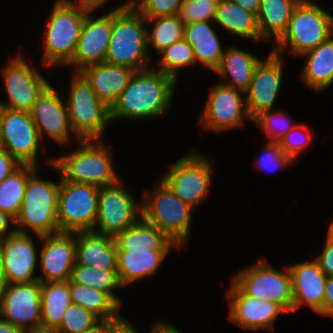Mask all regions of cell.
I'll return each mask as SVG.
<instances>
[{
    "mask_svg": "<svg viewBox=\"0 0 333 333\" xmlns=\"http://www.w3.org/2000/svg\"><path fill=\"white\" fill-rule=\"evenodd\" d=\"M178 81L151 67L135 71L128 85L110 107L111 120L160 118L173 102Z\"/></svg>",
    "mask_w": 333,
    "mask_h": 333,
    "instance_id": "1",
    "label": "cell"
},
{
    "mask_svg": "<svg viewBox=\"0 0 333 333\" xmlns=\"http://www.w3.org/2000/svg\"><path fill=\"white\" fill-rule=\"evenodd\" d=\"M131 4L132 0H127L111 9L112 32L105 62L141 71L151 65L146 18Z\"/></svg>",
    "mask_w": 333,
    "mask_h": 333,
    "instance_id": "2",
    "label": "cell"
},
{
    "mask_svg": "<svg viewBox=\"0 0 333 333\" xmlns=\"http://www.w3.org/2000/svg\"><path fill=\"white\" fill-rule=\"evenodd\" d=\"M78 149L49 158L50 168L69 182L92 184L97 187L111 185L120 180L114 170L112 154L102 139L79 140Z\"/></svg>",
    "mask_w": 333,
    "mask_h": 333,
    "instance_id": "3",
    "label": "cell"
},
{
    "mask_svg": "<svg viewBox=\"0 0 333 333\" xmlns=\"http://www.w3.org/2000/svg\"><path fill=\"white\" fill-rule=\"evenodd\" d=\"M90 10L73 0H56L45 21L44 51L42 65L46 67L66 66L76 50L83 22Z\"/></svg>",
    "mask_w": 333,
    "mask_h": 333,
    "instance_id": "4",
    "label": "cell"
},
{
    "mask_svg": "<svg viewBox=\"0 0 333 333\" xmlns=\"http://www.w3.org/2000/svg\"><path fill=\"white\" fill-rule=\"evenodd\" d=\"M333 35V16L313 0H301L294 8L286 32L273 45L272 51L283 56H300Z\"/></svg>",
    "mask_w": 333,
    "mask_h": 333,
    "instance_id": "5",
    "label": "cell"
},
{
    "mask_svg": "<svg viewBox=\"0 0 333 333\" xmlns=\"http://www.w3.org/2000/svg\"><path fill=\"white\" fill-rule=\"evenodd\" d=\"M38 171L27 181L23 204L14 223L16 232L29 234V228L35 238L60 233L57 221L60 174L59 182H53L38 177Z\"/></svg>",
    "mask_w": 333,
    "mask_h": 333,
    "instance_id": "6",
    "label": "cell"
},
{
    "mask_svg": "<svg viewBox=\"0 0 333 333\" xmlns=\"http://www.w3.org/2000/svg\"><path fill=\"white\" fill-rule=\"evenodd\" d=\"M152 190L145 191L147 195L142 200V217L181 249L188 245L193 208L178 198L161 180Z\"/></svg>",
    "mask_w": 333,
    "mask_h": 333,
    "instance_id": "7",
    "label": "cell"
},
{
    "mask_svg": "<svg viewBox=\"0 0 333 333\" xmlns=\"http://www.w3.org/2000/svg\"><path fill=\"white\" fill-rule=\"evenodd\" d=\"M66 99L69 123L80 140L101 139L112 122L110 107L91 88L80 72H74Z\"/></svg>",
    "mask_w": 333,
    "mask_h": 333,
    "instance_id": "8",
    "label": "cell"
},
{
    "mask_svg": "<svg viewBox=\"0 0 333 333\" xmlns=\"http://www.w3.org/2000/svg\"><path fill=\"white\" fill-rule=\"evenodd\" d=\"M284 271L261 259L238 271L232 279L247 296L274 302L286 312H293L292 277L288 266Z\"/></svg>",
    "mask_w": 333,
    "mask_h": 333,
    "instance_id": "9",
    "label": "cell"
},
{
    "mask_svg": "<svg viewBox=\"0 0 333 333\" xmlns=\"http://www.w3.org/2000/svg\"><path fill=\"white\" fill-rule=\"evenodd\" d=\"M213 161L193 150L170 166L160 180L178 198L194 208L207 198L214 172Z\"/></svg>",
    "mask_w": 333,
    "mask_h": 333,
    "instance_id": "10",
    "label": "cell"
},
{
    "mask_svg": "<svg viewBox=\"0 0 333 333\" xmlns=\"http://www.w3.org/2000/svg\"><path fill=\"white\" fill-rule=\"evenodd\" d=\"M99 189L92 184L60 177L57 221L60 232L93 231L98 214Z\"/></svg>",
    "mask_w": 333,
    "mask_h": 333,
    "instance_id": "11",
    "label": "cell"
},
{
    "mask_svg": "<svg viewBox=\"0 0 333 333\" xmlns=\"http://www.w3.org/2000/svg\"><path fill=\"white\" fill-rule=\"evenodd\" d=\"M122 184L119 180L100 187L94 232L114 238L142 217V202L137 203L131 191Z\"/></svg>",
    "mask_w": 333,
    "mask_h": 333,
    "instance_id": "12",
    "label": "cell"
},
{
    "mask_svg": "<svg viewBox=\"0 0 333 333\" xmlns=\"http://www.w3.org/2000/svg\"><path fill=\"white\" fill-rule=\"evenodd\" d=\"M40 138L30 112L0 109V146L21 165L38 166Z\"/></svg>",
    "mask_w": 333,
    "mask_h": 333,
    "instance_id": "13",
    "label": "cell"
},
{
    "mask_svg": "<svg viewBox=\"0 0 333 333\" xmlns=\"http://www.w3.org/2000/svg\"><path fill=\"white\" fill-rule=\"evenodd\" d=\"M14 57L7 65L5 64L2 70L9 102L0 101V106L30 112L34 102L50 83L21 54Z\"/></svg>",
    "mask_w": 333,
    "mask_h": 333,
    "instance_id": "14",
    "label": "cell"
},
{
    "mask_svg": "<svg viewBox=\"0 0 333 333\" xmlns=\"http://www.w3.org/2000/svg\"><path fill=\"white\" fill-rule=\"evenodd\" d=\"M211 88L199 119L205 130L219 133L241 127L245 119L252 121L246 108L244 92L220 82Z\"/></svg>",
    "mask_w": 333,
    "mask_h": 333,
    "instance_id": "15",
    "label": "cell"
},
{
    "mask_svg": "<svg viewBox=\"0 0 333 333\" xmlns=\"http://www.w3.org/2000/svg\"><path fill=\"white\" fill-rule=\"evenodd\" d=\"M41 282L7 284L0 297V317L24 332L41 325Z\"/></svg>",
    "mask_w": 333,
    "mask_h": 333,
    "instance_id": "16",
    "label": "cell"
},
{
    "mask_svg": "<svg viewBox=\"0 0 333 333\" xmlns=\"http://www.w3.org/2000/svg\"><path fill=\"white\" fill-rule=\"evenodd\" d=\"M283 64V56L271 50L267 58L261 59L256 66L251 83L244 92L251 120L263 111L274 109L283 80Z\"/></svg>",
    "mask_w": 333,
    "mask_h": 333,
    "instance_id": "17",
    "label": "cell"
},
{
    "mask_svg": "<svg viewBox=\"0 0 333 333\" xmlns=\"http://www.w3.org/2000/svg\"><path fill=\"white\" fill-rule=\"evenodd\" d=\"M30 115L41 140L47 136L59 145H67L71 134L75 136L77 142L80 140L71 129L67 103L62 101L53 85L49 84L39 95L32 105Z\"/></svg>",
    "mask_w": 333,
    "mask_h": 333,
    "instance_id": "18",
    "label": "cell"
},
{
    "mask_svg": "<svg viewBox=\"0 0 333 333\" xmlns=\"http://www.w3.org/2000/svg\"><path fill=\"white\" fill-rule=\"evenodd\" d=\"M42 248L39 261L42 276L40 282L69 281L76 264V233L60 232L52 235H37Z\"/></svg>",
    "mask_w": 333,
    "mask_h": 333,
    "instance_id": "19",
    "label": "cell"
},
{
    "mask_svg": "<svg viewBox=\"0 0 333 333\" xmlns=\"http://www.w3.org/2000/svg\"><path fill=\"white\" fill-rule=\"evenodd\" d=\"M92 13L86 15L75 53L66 65L74 67L75 72L105 62L112 32V10L97 18Z\"/></svg>",
    "mask_w": 333,
    "mask_h": 333,
    "instance_id": "20",
    "label": "cell"
},
{
    "mask_svg": "<svg viewBox=\"0 0 333 333\" xmlns=\"http://www.w3.org/2000/svg\"><path fill=\"white\" fill-rule=\"evenodd\" d=\"M227 294L229 297L228 319L246 330L273 329L279 315L286 312L274 302L247 296L233 281Z\"/></svg>",
    "mask_w": 333,
    "mask_h": 333,
    "instance_id": "21",
    "label": "cell"
},
{
    "mask_svg": "<svg viewBox=\"0 0 333 333\" xmlns=\"http://www.w3.org/2000/svg\"><path fill=\"white\" fill-rule=\"evenodd\" d=\"M32 233L15 232L1 238L2 269L8 284L30 283L35 276L38 256Z\"/></svg>",
    "mask_w": 333,
    "mask_h": 333,
    "instance_id": "22",
    "label": "cell"
},
{
    "mask_svg": "<svg viewBox=\"0 0 333 333\" xmlns=\"http://www.w3.org/2000/svg\"><path fill=\"white\" fill-rule=\"evenodd\" d=\"M292 277L293 312L308 305L323 316L324 290L327 276L314 261H303L288 266Z\"/></svg>",
    "mask_w": 333,
    "mask_h": 333,
    "instance_id": "23",
    "label": "cell"
},
{
    "mask_svg": "<svg viewBox=\"0 0 333 333\" xmlns=\"http://www.w3.org/2000/svg\"><path fill=\"white\" fill-rule=\"evenodd\" d=\"M76 264L117 271V248L113 237L94 231L76 232Z\"/></svg>",
    "mask_w": 333,
    "mask_h": 333,
    "instance_id": "24",
    "label": "cell"
},
{
    "mask_svg": "<svg viewBox=\"0 0 333 333\" xmlns=\"http://www.w3.org/2000/svg\"><path fill=\"white\" fill-rule=\"evenodd\" d=\"M80 73L99 99L111 107L128 85L135 70L104 62L87 66Z\"/></svg>",
    "mask_w": 333,
    "mask_h": 333,
    "instance_id": "25",
    "label": "cell"
},
{
    "mask_svg": "<svg viewBox=\"0 0 333 333\" xmlns=\"http://www.w3.org/2000/svg\"><path fill=\"white\" fill-rule=\"evenodd\" d=\"M169 251L117 249V272L123 287L156 273Z\"/></svg>",
    "mask_w": 333,
    "mask_h": 333,
    "instance_id": "26",
    "label": "cell"
},
{
    "mask_svg": "<svg viewBox=\"0 0 333 333\" xmlns=\"http://www.w3.org/2000/svg\"><path fill=\"white\" fill-rule=\"evenodd\" d=\"M212 23L214 22L203 21L186 24L183 39L192 46L196 62L215 71L221 62L224 49Z\"/></svg>",
    "mask_w": 333,
    "mask_h": 333,
    "instance_id": "27",
    "label": "cell"
},
{
    "mask_svg": "<svg viewBox=\"0 0 333 333\" xmlns=\"http://www.w3.org/2000/svg\"><path fill=\"white\" fill-rule=\"evenodd\" d=\"M252 54L237 47H227L218 68L214 71L226 81L220 83L245 92L251 83L255 68L261 60Z\"/></svg>",
    "mask_w": 333,
    "mask_h": 333,
    "instance_id": "28",
    "label": "cell"
},
{
    "mask_svg": "<svg viewBox=\"0 0 333 333\" xmlns=\"http://www.w3.org/2000/svg\"><path fill=\"white\" fill-rule=\"evenodd\" d=\"M307 58L300 78L310 89L326 90L333 84V35L301 55Z\"/></svg>",
    "mask_w": 333,
    "mask_h": 333,
    "instance_id": "29",
    "label": "cell"
},
{
    "mask_svg": "<svg viewBox=\"0 0 333 333\" xmlns=\"http://www.w3.org/2000/svg\"><path fill=\"white\" fill-rule=\"evenodd\" d=\"M117 249H148L169 251L180 248L155 225L141 217L136 223L114 237Z\"/></svg>",
    "mask_w": 333,
    "mask_h": 333,
    "instance_id": "30",
    "label": "cell"
},
{
    "mask_svg": "<svg viewBox=\"0 0 333 333\" xmlns=\"http://www.w3.org/2000/svg\"><path fill=\"white\" fill-rule=\"evenodd\" d=\"M301 0H261L256 15L261 39L265 42L273 40L275 43L286 32L289 20L296 5Z\"/></svg>",
    "mask_w": 333,
    "mask_h": 333,
    "instance_id": "31",
    "label": "cell"
},
{
    "mask_svg": "<svg viewBox=\"0 0 333 333\" xmlns=\"http://www.w3.org/2000/svg\"><path fill=\"white\" fill-rule=\"evenodd\" d=\"M213 22L225 31L241 38L263 41L256 15L231 0H219Z\"/></svg>",
    "mask_w": 333,
    "mask_h": 333,
    "instance_id": "32",
    "label": "cell"
},
{
    "mask_svg": "<svg viewBox=\"0 0 333 333\" xmlns=\"http://www.w3.org/2000/svg\"><path fill=\"white\" fill-rule=\"evenodd\" d=\"M41 325L58 328L71 304L69 281L41 282Z\"/></svg>",
    "mask_w": 333,
    "mask_h": 333,
    "instance_id": "33",
    "label": "cell"
},
{
    "mask_svg": "<svg viewBox=\"0 0 333 333\" xmlns=\"http://www.w3.org/2000/svg\"><path fill=\"white\" fill-rule=\"evenodd\" d=\"M71 303L78 304L92 312L100 320H118L121 318V306L106 292L83 285H77L69 280Z\"/></svg>",
    "mask_w": 333,
    "mask_h": 333,
    "instance_id": "34",
    "label": "cell"
},
{
    "mask_svg": "<svg viewBox=\"0 0 333 333\" xmlns=\"http://www.w3.org/2000/svg\"><path fill=\"white\" fill-rule=\"evenodd\" d=\"M38 169L34 165H21L0 183V210L14 219L23 204L29 177Z\"/></svg>",
    "mask_w": 333,
    "mask_h": 333,
    "instance_id": "35",
    "label": "cell"
},
{
    "mask_svg": "<svg viewBox=\"0 0 333 333\" xmlns=\"http://www.w3.org/2000/svg\"><path fill=\"white\" fill-rule=\"evenodd\" d=\"M150 21L154 23H149ZM184 26L178 15L146 18L148 52L153 47L158 55L168 46L183 40Z\"/></svg>",
    "mask_w": 333,
    "mask_h": 333,
    "instance_id": "36",
    "label": "cell"
},
{
    "mask_svg": "<svg viewBox=\"0 0 333 333\" xmlns=\"http://www.w3.org/2000/svg\"><path fill=\"white\" fill-rule=\"evenodd\" d=\"M70 281L77 285L96 288L108 293L120 306L122 302L115 294V289L122 288L117 271H105L84 265L75 264L70 276Z\"/></svg>",
    "mask_w": 333,
    "mask_h": 333,
    "instance_id": "37",
    "label": "cell"
},
{
    "mask_svg": "<svg viewBox=\"0 0 333 333\" xmlns=\"http://www.w3.org/2000/svg\"><path fill=\"white\" fill-rule=\"evenodd\" d=\"M158 55H161V58L157 63L159 68L156 70L172 76L177 81L182 68L190 67L196 63L193 48L184 39L168 46Z\"/></svg>",
    "mask_w": 333,
    "mask_h": 333,
    "instance_id": "38",
    "label": "cell"
},
{
    "mask_svg": "<svg viewBox=\"0 0 333 333\" xmlns=\"http://www.w3.org/2000/svg\"><path fill=\"white\" fill-rule=\"evenodd\" d=\"M286 114L285 111L281 110H267L257 115L252 122L266 133L270 138L269 142H278L296 125Z\"/></svg>",
    "mask_w": 333,
    "mask_h": 333,
    "instance_id": "39",
    "label": "cell"
},
{
    "mask_svg": "<svg viewBox=\"0 0 333 333\" xmlns=\"http://www.w3.org/2000/svg\"><path fill=\"white\" fill-rule=\"evenodd\" d=\"M313 135L311 129L305 124H296L277 142L283 153L293 162L309 147Z\"/></svg>",
    "mask_w": 333,
    "mask_h": 333,
    "instance_id": "40",
    "label": "cell"
},
{
    "mask_svg": "<svg viewBox=\"0 0 333 333\" xmlns=\"http://www.w3.org/2000/svg\"><path fill=\"white\" fill-rule=\"evenodd\" d=\"M99 321L100 319L92 312L78 304L71 303L64 313L61 325L57 329L60 333H82Z\"/></svg>",
    "mask_w": 333,
    "mask_h": 333,
    "instance_id": "41",
    "label": "cell"
},
{
    "mask_svg": "<svg viewBox=\"0 0 333 333\" xmlns=\"http://www.w3.org/2000/svg\"><path fill=\"white\" fill-rule=\"evenodd\" d=\"M219 0H183L178 17L186 24L214 21Z\"/></svg>",
    "mask_w": 333,
    "mask_h": 333,
    "instance_id": "42",
    "label": "cell"
},
{
    "mask_svg": "<svg viewBox=\"0 0 333 333\" xmlns=\"http://www.w3.org/2000/svg\"><path fill=\"white\" fill-rule=\"evenodd\" d=\"M183 0H132V6L145 18L178 15Z\"/></svg>",
    "mask_w": 333,
    "mask_h": 333,
    "instance_id": "43",
    "label": "cell"
},
{
    "mask_svg": "<svg viewBox=\"0 0 333 333\" xmlns=\"http://www.w3.org/2000/svg\"><path fill=\"white\" fill-rule=\"evenodd\" d=\"M255 163V165L258 164L257 169H259V171L266 169L271 172L275 169L282 170V168L284 169L286 166L293 165L294 162L283 153L277 142L268 141L264 148V154L260 156Z\"/></svg>",
    "mask_w": 333,
    "mask_h": 333,
    "instance_id": "44",
    "label": "cell"
},
{
    "mask_svg": "<svg viewBox=\"0 0 333 333\" xmlns=\"http://www.w3.org/2000/svg\"><path fill=\"white\" fill-rule=\"evenodd\" d=\"M322 253L315 258L321 270L327 277H333V242L325 239Z\"/></svg>",
    "mask_w": 333,
    "mask_h": 333,
    "instance_id": "45",
    "label": "cell"
},
{
    "mask_svg": "<svg viewBox=\"0 0 333 333\" xmlns=\"http://www.w3.org/2000/svg\"><path fill=\"white\" fill-rule=\"evenodd\" d=\"M20 166L21 164L0 146V183Z\"/></svg>",
    "mask_w": 333,
    "mask_h": 333,
    "instance_id": "46",
    "label": "cell"
},
{
    "mask_svg": "<svg viewBox=\"0 0 333 333\" xmlns=\"http://www.w3.org/2000/svg\"><path fill=\"white\" fill-rule=\"evenodd\" d=\"M323 316L333 317V277L326 278L323 300Z\"/></svg>",
    "mask_w": 333,
    "mask_h": 333,
    "instance_id": "47",
    "label": "cell"
},
{
    "mask_svg": "<svg viewBox=\"0 0 333 333\" xmlns=\"http://www.w3.org/2000/svg\"><path fill=\"white\" fill-rule=\"evenodd\" d=\"M110 333H140L124 317L118 320H110Z\"/></svg>",
    "mask_w": 333,
    "mask_h": 333,
    "instance_id": "48",
    "label": "cell"
},
{
    "mask_svg": "<svg viewBox=\"0 0 333 333\" xmlns=\"http://www.w3.org/2000/svg\"><path fill=\"white\" fill-rule=\"evenodd\" d=\"M11 223L14 225L15 219L8 213L0 210V239L16 232L15 226L10 228Z\"/></svg>",
    "mask_w": 333,
    "mask_h": 333,
    "instance_id": "49",
    "label": "cell"
},
{
    "mask_svg": "<svg viewBox=\"0 0 333 333\" xmlns=\"http://www.w3.org/2000/svg\"><path fill=\"white\" fill-rule=\"evenodd\" d=\"M149 333H180V331L174 325L168 324L167 321L166 323L160 321L152 325Z\"/></svg>",
    "mask_w": 333,
    "mask_h": 333,
    "instance_id": "50",
    "label": "cell"
},
{
    "mask_svg": "<svg viewBox=\"0 0 333 333\" xmlns=\"http://www.w3.org/2000/svg\"><path fill=\"white\" fill-rule=\"evenodd\" d=\"M231 1L235 2L242 8L254 13L255 15H257L261 4V0H231Z\"/></svg>",
    "mask_w": 333,
    "mask_h": 333,
    "instance_id": "51",
    "label": "cell"
},
{
    "mask_svg": "<svg viewBox=\"0 0 333 333\" xmlns=\"http://www.w3.org/2000/svg\"><path fill=\"white\" fill-rule=\"evenodd\" d=\"M77 1H74V2L80 4L85 9L93 11V12L95 10L97 11V9H99L104 4H107V2H109V0H77Z\"/></svg>",
    "mask_w": 333,
    "mask_h": 333,
    "instance_id": "52",
    "label": "cell"
},
{
    "mask_svg": "<svg viewBox=\"0 0 333 333\" xmlns=\"http://www.w3.org/2000/svg\"><path fill=\"white\" fill-rule=\"evenodd\" d=\"M82 333H110V320H100L93 327Z\"/></svg>",
    "mask_w": 333,
    "mask_h": 333,
    "instance_id": "53",
    "label": "cell"
},
{
    "mask_svg": "<svg viewBox=\"0 0 333 333\" xmlns=\"http://www.w3.org/2000/svg\"><path fill=\"white\" fill-rule=\"evenodd\" d=\"M0 333H25L22 329L13 326L0 317Z\"/></svg>",
    "mask_w": 333,
    "mask_h": 333,
    "instance_id": "54",
    "label": "cell"
},
{
    "mask_svg": "<svg viewBox=\"0 0 333 333\" xmlns=\"http://www.w3.org/2000/svg\"><path fill=\"white\" fill-rule=\"evenodd\" d=\"M25 333H60V331L57 328L39 325L26 331Z\"/></svg>",
    "mask_w": 333,
    "mask_h": 333,
    "instance_id": "55",
    "label": "cell"
},
{
    "mask_svg": "<svg viewBox=\"0 0 333 333\" xmlns=\"http://www.w3.org/2000/svg\"><path fill=\"white\" fill-rule=\"evenodd\" d=\"M7 280L5 277V273L2 268H0V297L4 293L5 288L7 287Z\"/></svg>",
    "mask_w": 333,
    "mask_h": 333,
    "instance_id": "56",
    "label": "cell"
},
{
    "mask_svg": "<svg viewBox=\"0 0 333 333\" xmlns=\"http://www.w3.org/2000/svg\"><path fill=\"white\" fill-rule=\"evenodd\" d=\"M326 239L330 242H333V219L331 220L330 226L328 228Z\"/></svg>",
    "mask_w": 333,
    "mask_h": 333,
    "instance_id": "57",
    "label": "cell"
},
{
    "mask_svg": "<svg viewBox=\"0 0 333 333\" xmlns=\"http://www.w3.org/2000/svg\"><path fill=\"white\" fill-rule=\"evenodd\" d=\"M0 268H2V248H1V242H0Z\"/></svg>",
    "mask_w": 333,
    "mask_h": 333,
    "instance_id": "58",
    "label": "cell"
}]
</instances>
